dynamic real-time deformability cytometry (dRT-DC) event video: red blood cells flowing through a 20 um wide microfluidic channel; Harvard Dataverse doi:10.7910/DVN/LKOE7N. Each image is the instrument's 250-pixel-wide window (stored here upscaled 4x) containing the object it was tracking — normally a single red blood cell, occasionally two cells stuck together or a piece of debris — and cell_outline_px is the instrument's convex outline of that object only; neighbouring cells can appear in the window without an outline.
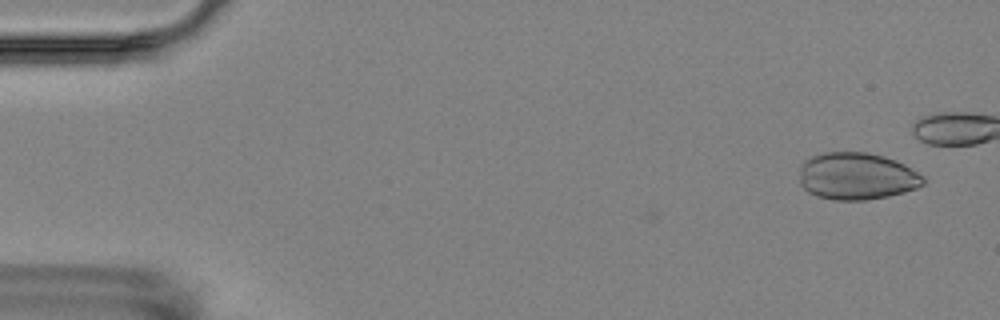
{"species": "Egyptian fruit bat (a non-hibernating species)", "species_latin": "Rousettus aegyptiacus", "temperature_condition": "room temperature", "stored_images_in_passage": 2, "camera_frame_rate_fps": 3000, "um_per_image_px": 0.085, "animal": {"sex": "female"}, "frame": {"image": 1, "passage_image": 2, "time_ms": 2.0, "image_size_px": [1000, 320], "cell_outline_px": [[924, 184], [916, 188], [904, 192], [888, 196], [864, 200], [832, 200], [816, 196], [808, 192], [800, 184], [800, 168], [804, 160], [812, 156], [824, 152], [868, 152], [884, 156], [896, 160], [904, 164], [924, 176]], "centroid_in_image_um": [72.81, 14.97], "position_along_channel_um": 12.2, "area_um2": 34.22}}